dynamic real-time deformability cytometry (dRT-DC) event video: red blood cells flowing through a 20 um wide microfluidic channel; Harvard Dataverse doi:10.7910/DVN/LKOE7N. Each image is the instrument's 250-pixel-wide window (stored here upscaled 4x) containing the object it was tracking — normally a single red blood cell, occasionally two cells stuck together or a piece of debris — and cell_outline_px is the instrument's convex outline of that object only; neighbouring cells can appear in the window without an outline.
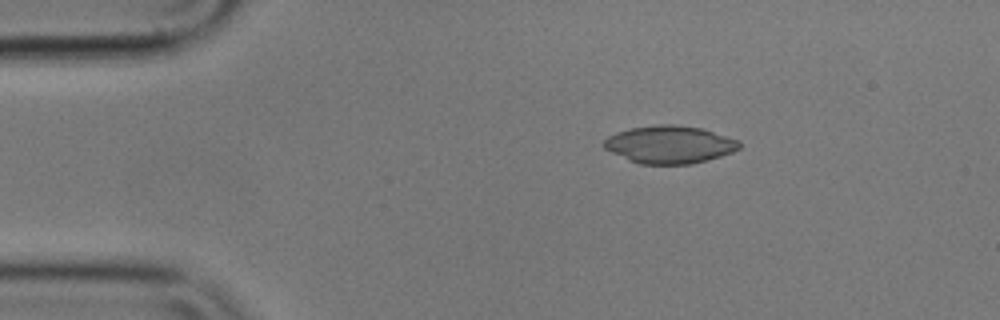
{"species": "common noctule bat (a hibernating species)", "species_latin": "Nyctalus noctula", "temperature_condition": "cold", "stored_images_in_passage": 18, "camera_frame_rate_fps": 3000, "um_per_image_px": 0.085, "animal": {"sex": "male", "body_mass_g": 17.9}, "frame": {"image": 1, "passage_image": 1, "time_ms": 0.0, "image_size_px": [1000, 320], "cell_outline_px": [[740, 148], [732, 152], [708, 160], [692, 164], [640, 164], [628, 160], [604, 148], [600, 144], [608, 136], [616, 132], [632, 128], [660, 124], [672, 124], [700, 128], [740, 140]], "centroid_in_image_um": [56.9, 12.29], "position_along_channel_um": 28.1, "area_um2": 29.71}}